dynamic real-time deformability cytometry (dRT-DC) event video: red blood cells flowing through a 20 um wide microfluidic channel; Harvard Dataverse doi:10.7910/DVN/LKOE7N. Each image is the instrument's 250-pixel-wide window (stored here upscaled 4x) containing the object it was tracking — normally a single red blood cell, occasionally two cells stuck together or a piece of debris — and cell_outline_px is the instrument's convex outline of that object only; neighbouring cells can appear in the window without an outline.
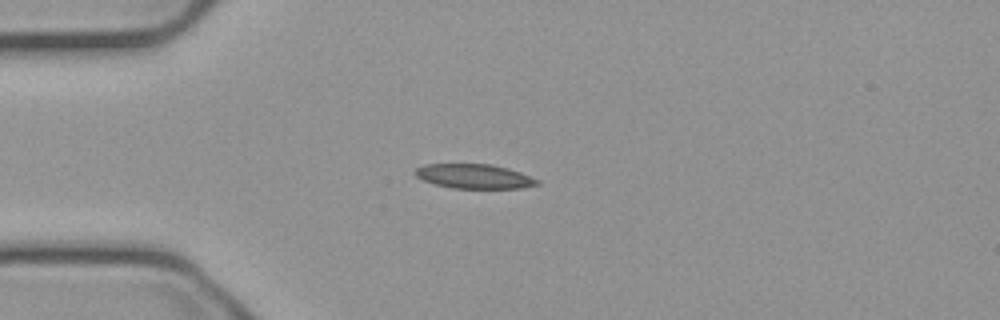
{"species": "common noctule bat (a hibernating species)", "species_latin": "Nyctalus noctula", "temperature_condition": "cold", "stored_images_in_passage": 54, "camera_frame_rate_fps": 3000, "um_per_image_px": 0.085, "animal": {"sex": "male", "body_mass_g": 23.1, "forearm_length_mm": 52.7}, "frame": {"image": 1, "passage_image": 13, "time_ms": 4.0, "image_size_px": [1000, 320], "cell_outline_px": [[540, 184], [520, 188], [452, 188], [436, 184], [424, 180], [416, 176], [412, 172], [416, 168], [424, 164], [492, 164], [508, 168], [520, 172], [540, 180]], "centroid_in_image_um": [40.31, 14.98], "position_along_channel_um": 44.7, "area_um2": 17.4}}
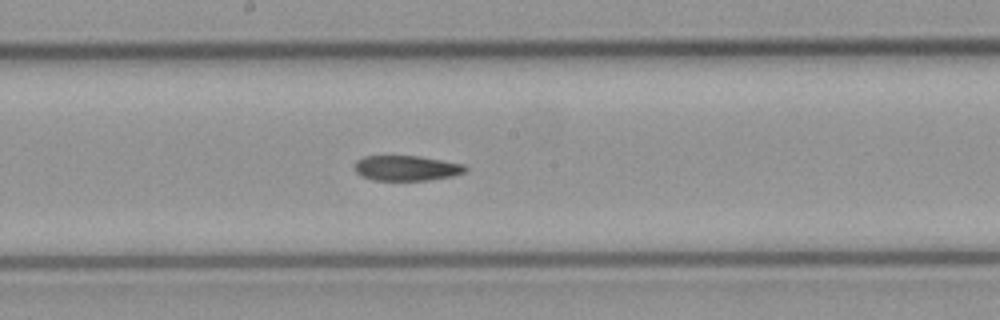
{"frame": {"image": 2, "passage_image": 28, "time_ms": 9.0, "image_size_px": [1000, 320], "cell_outline_px": [[468, 168], [464, 172], [452, 176], [428, 180], [372, 180], [360, 176], [356, 172], [356, 160], [364, 156], [416, 156], [464, 164]], "centroid_in_image_um": [34.53, 14.29], "position_along_channel_um": 213.7, "area_um2": 16.13}}
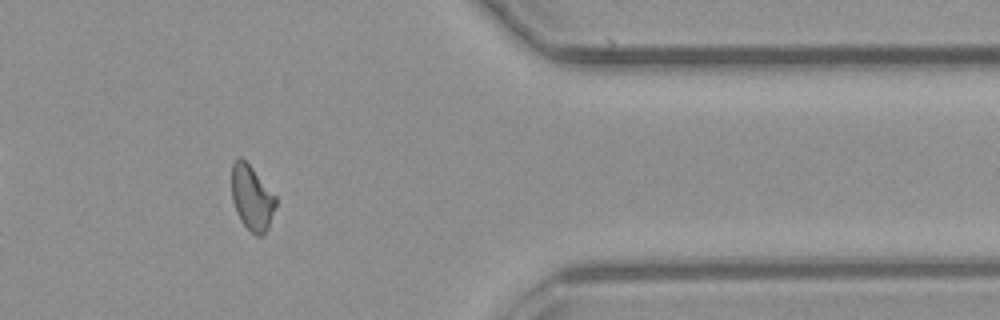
{"frame": {"image": 3, "passage_image": 44, "time_ms": 14.333, "image_size_px": [1000, 320], "cell_outline_px": [[276, 204], [268, 228], [260, 236], [256, 236], [240, 220], [236, 212], [232, 200], [232, 164], [240, 156], [252, 168], [276, 196]], "centroid_in_image_um": [21.4, 16.82], "position_along_channel_um": 390.0, "area_um2": 16.42}, "authors_computed_cell_mechanics": {"area_um2": 17.2244, "velocity_mm_per_s": 3.7335, "shape_relaxation_time_tau1_ms": null, "shape_relaxation_time_tau2_ms": 10.5494, "deformation_change_tau1": null, "deformation_change_tau2": 0.1664}}